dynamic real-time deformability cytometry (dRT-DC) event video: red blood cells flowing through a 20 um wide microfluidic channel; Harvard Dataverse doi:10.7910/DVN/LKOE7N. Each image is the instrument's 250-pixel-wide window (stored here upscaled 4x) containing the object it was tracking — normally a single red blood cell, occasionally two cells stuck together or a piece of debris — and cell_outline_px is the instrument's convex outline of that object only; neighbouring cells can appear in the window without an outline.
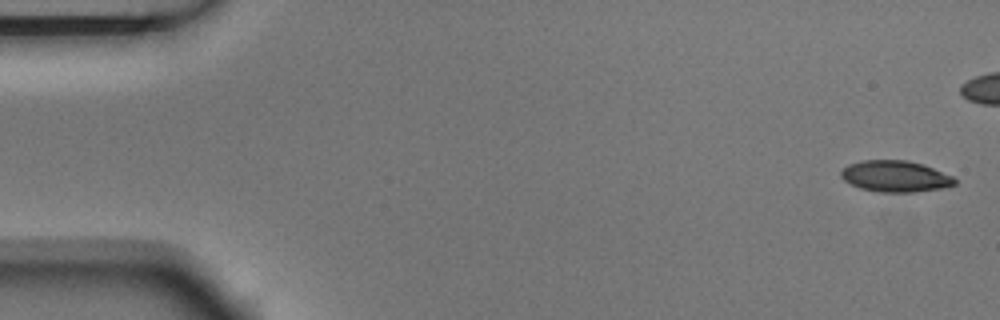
{"species": "Egyptian fruit bat (a non-hibernating species)", "species_latin": "Rousettus aegyptiacus", "temperature_condition": "room temperature", "stored_images_in_passage": 6, "camera_frame_rate_fps": 3000, "um_per_image_px": 0.085, "animal": {"sex": "male"}, "frame": {"image": 1, "passage_image": 1, "time_ms": 0.0, "image_size_px": [1000, 320], "cell_outline_px": [[956, 184], [944, 188], [912, 192], [880, 192], [860, 188], [844, 180], [840, 176], [840, 172], [848, 164], [864, 160], [908, 160], [924, 164], [952, 176], [956, 180]], "centroid_in_image_um": [76.11, 14.98], "position_along_channel_um": 8.9, "area_um2": 20.75}}